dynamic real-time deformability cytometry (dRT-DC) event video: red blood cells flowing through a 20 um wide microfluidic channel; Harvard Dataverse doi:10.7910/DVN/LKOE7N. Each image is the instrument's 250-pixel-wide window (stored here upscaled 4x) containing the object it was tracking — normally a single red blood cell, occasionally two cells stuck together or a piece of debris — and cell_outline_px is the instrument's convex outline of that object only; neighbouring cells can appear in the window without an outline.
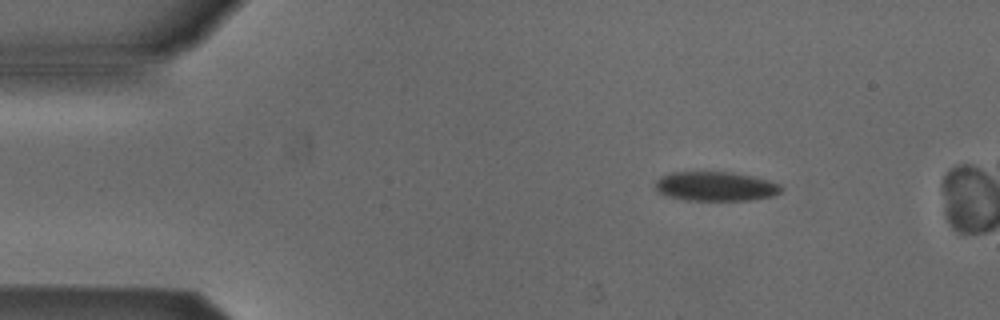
{"species": "Egyptian fruit bat (a non-hibernating species)", "species_latin": "Rousettus aegyptiacus", "temperature_condition": "cold", "stored_images_in_passage": 5, "camera_frame_rate_fps": 3000, "um_per_image_px": 0.085, "animal": {"sex": "male"}, "frame": {"image": 1, "passage_image": 2, "time_ms": 0.333, "image_size_px": [1000, 320], "cell_outline_px": [[784, 188], [780, 192], [772, 196], [752, 200], [684, 200], [668, 196], [656, 192], [652, 184], [660, 176], [672, 172], [732, 172], [752, 176], [768, 180], [780, 184]], "centroid_in_image_um": [60.78, 15.84], "position_along_channel_um": 24.2, "area_um2": 21.79}}
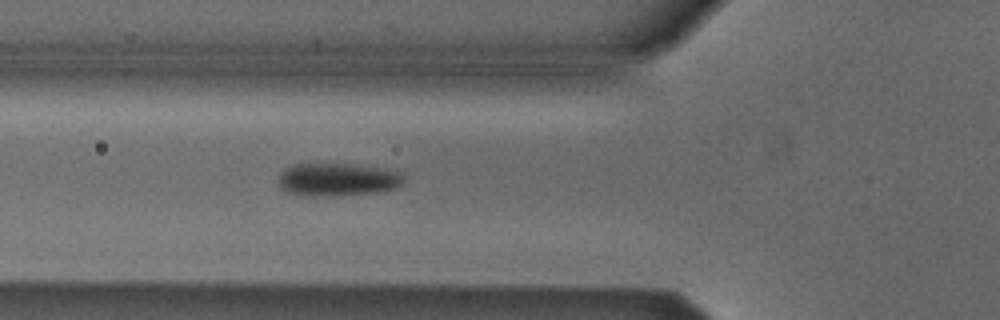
{"frame": {"image": 2, "passage_image": 5, "time_ms": 1.333, "image_size_px": [1000, 320], "cell_outline_px": [[404, 180], [396, 188], [376, 192], [308, 196], [300, 196], [288, 192], [280, 188], [276, 180], [280, 172], [284, 168], [292, 164], [348, 164], [384, 168], [400, 172], [404, 176]], "centroid_in_image_um": [28.62, 15.24], "position_along_channel_um": 97.2, "area_um2": 24.04}}